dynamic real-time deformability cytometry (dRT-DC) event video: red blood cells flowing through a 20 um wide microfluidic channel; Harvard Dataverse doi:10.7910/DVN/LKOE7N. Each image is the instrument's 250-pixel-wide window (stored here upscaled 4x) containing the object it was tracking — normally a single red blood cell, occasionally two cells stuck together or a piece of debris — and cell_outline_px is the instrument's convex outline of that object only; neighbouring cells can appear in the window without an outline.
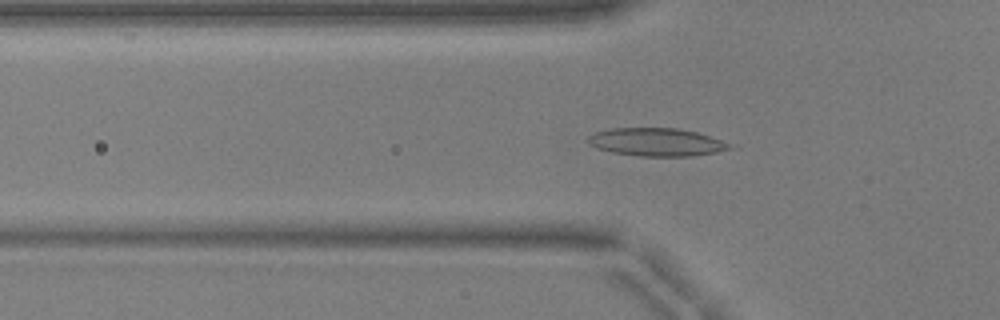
{"species": "common noctule bat (a hibernating species)", "species_latin": "Nyctalus noctula", "temperature_condition": "warm", "stored_images_in_passage": 53, "camera_frame_rate_fps": 3000, "um_per_image_px": 0.085, "animal": {"sex": "male", "body_mass_g": 17.9, "forearm_length_mm": 54.2}, "frame": {"image": 1, "passage_image": 18, "time_ms": 5.667, "image_size_px": [1000, 320], "cell_outline_px": [[732, 148], [716, 152], [692, 156], [640, 156], [612, 152], [596, 148], [588, 144], [584, 140], [588, 136], [596, 132], [612, 128], [676, 128], [696, 132], [720, 140], [728, 144]], "centroid_in_image_um": [55.71, 12.08], "position_along_channel_um": 70.1, "area_um2": 22.95}}
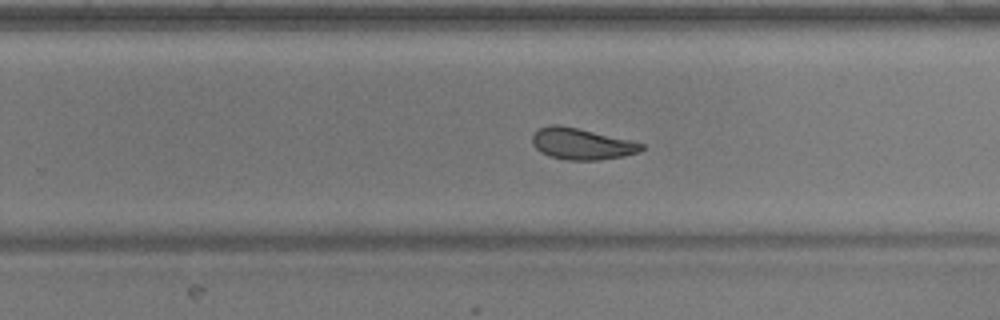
{"frame": {"image": 2, "passage_image": 34, "time_ms": 11.0, "image_size_px": [1000, 320], "cell_outline_px": [[644, 148], [640, 152], [624, 156], [596, 160], [568, 160], [548, 156], [540, 152], [532, 144], [532, 136], [540, 128], [552, 124], [560, 124], [632, 140], [644, 144]], "centroid_in_image_um": [49.45, 12.23], "position_along_channel_um": 280.4, "area_um2": 20.06}}
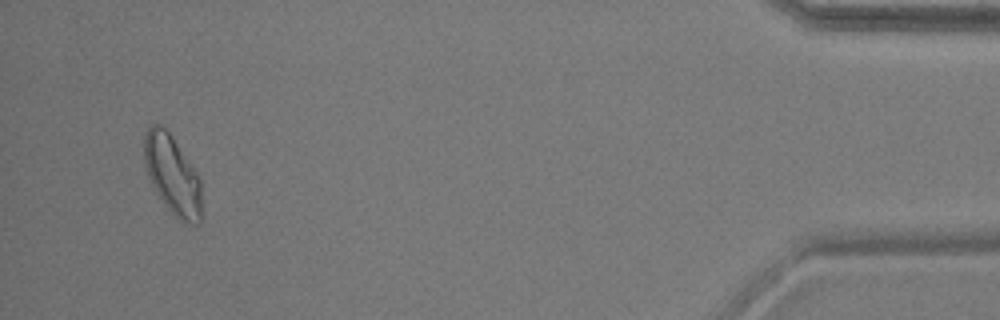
{"frame": {"image": 3, "passage_image": 50, "time_ms": 16.333, "image_size_px": [1000, 320], "cell_outline_px": [[200, 224], [184, 224], [160, 200], [148, 176], [144, 164], [144, 136], [148, 128], [152, 124], [156, 124], [164, 128], [168, 132], [200, 176]], "centroid_in_image_um": [14.64, 14.89], "position_along_channel_um": 420.6, "area_um2": 26.18}, "authors_computed_cell_mechanics": {"area_um2": 21.097, "velocity_mm_per_s": 3.9417, "shape_relaxation_time_tau1_ms": 8.6176, "shape_relaxation_time_tau2_ms": 2.3896, "deformation_change_tau1": 0.2169, "deformation_change_tau2": 0.0922}}